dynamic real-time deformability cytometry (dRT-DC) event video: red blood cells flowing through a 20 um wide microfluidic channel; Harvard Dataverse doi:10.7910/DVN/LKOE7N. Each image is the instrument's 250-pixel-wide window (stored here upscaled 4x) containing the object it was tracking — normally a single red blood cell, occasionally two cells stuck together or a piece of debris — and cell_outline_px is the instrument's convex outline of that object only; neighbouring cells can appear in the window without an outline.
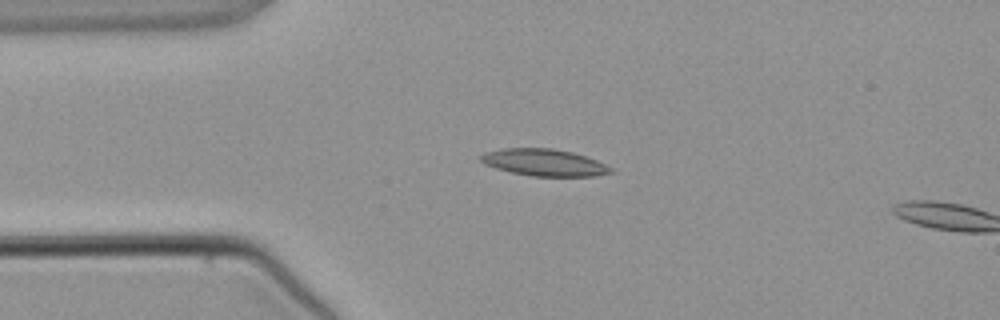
{"species": "common noctule bat (a hibernating species)", "species_latin": "Nyctalus noctula", "temperature_condition": "warm", "stored_images_in_passage": 3, "camera_frame_rate_fps": 3000, "um_per_image_px": 0.085, "animal": {"sex": "male", "body_mass_g": 21.5, "forearm_length_mm": 52.0}, "frame": {"image": 1, "passage_image": 2, "time_ms": 1.0, "image_size_px": [1000, 320], "cell_outline_px": [[616, 168], [612, 172], [596, 176], [532, 176], [512, 172], [496, 168], [484, 164], [480, 160], [480, 156], [484, 152], [504, 148], [552, 148], [572, 152], [596, 160]], "centroid_in_image_um": [46.27, 13.81], "position_along_channel_um": 38.7, "area_um2": 20.4}}